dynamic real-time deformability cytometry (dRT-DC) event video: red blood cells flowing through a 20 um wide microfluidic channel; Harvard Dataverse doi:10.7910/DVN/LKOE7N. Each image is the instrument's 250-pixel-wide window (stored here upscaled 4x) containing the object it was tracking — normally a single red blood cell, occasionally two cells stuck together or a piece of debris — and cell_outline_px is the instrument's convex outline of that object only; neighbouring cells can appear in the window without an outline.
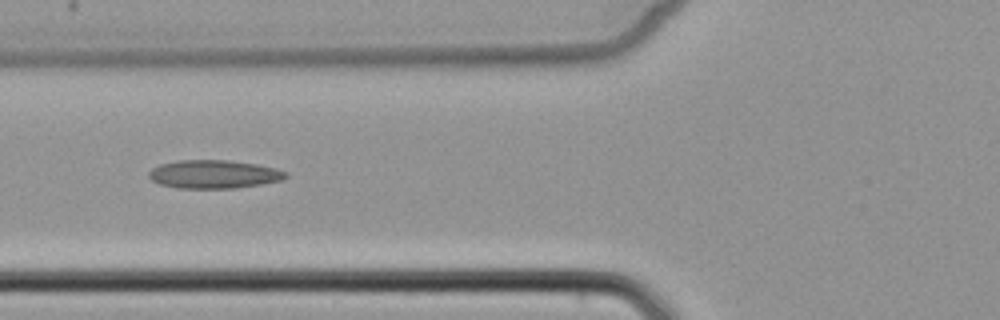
{"species": "common noctule bat (a hibernating species)", "species_latin": "Nyctalus noctula", "temperature_condition": "cold", "stored_images_in_passage": 6, "camera_frame_rate_fps": 3000, "um_per_image_px": 0.085, "animal": {"sex": "female", "body_mass_g": 22.7, "forearm_length_mm": 54.2}, "frame": {"image": 1, "passage_image": 6, "time_ms": 5.667, "image_size_px": [1000, 320], "cell_outline_px": [[288, 176], [280, 180], [260, 184], [236, 188], [176, 188], [160, 184], [152, 180], [148, 176], [148, 172], [152, 168], [160, 164], [180, 160], [228, 160], [256, 164], [276, 168], [288, 172]], "centroid_in_image_um": [18.17, 14.81], "position_along_channel_um": 107.6, "area_um2": 22.6}}